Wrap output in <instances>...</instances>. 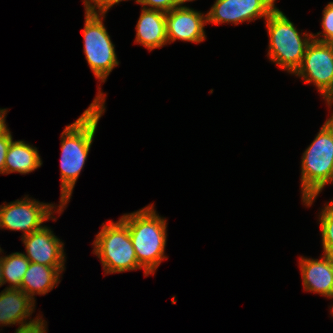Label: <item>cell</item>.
Returning a JSON list of instances; mask_svg holds the SVG:
<instances>
[{
    "mask_svg": "<svg viewBox=\"0 0 333 333\" xmlns=\"http://www.w3.org/2000/svg\"><path fill=\"white\" fill-rule=\"evenodd\" d=\"M84 53L88 65L96 78L105 82L107 76L113 68L118 65L114 44L104 24L101 16L105 13L85 10Z\"/></svg>",
    "mask_w": 333,
    "mask_h": 333,
    "instance_id": "8992f818",
    "label": "cell"
},
{
    "mask_svg": "<svg viewBox=\"0 0 333 333\" xmlns=\"http://www.w3.org/2000/svg\"><path fill=\"white\" fill-rule=\"evenodd\" d=\"M12 140L13 138L10 131L0 138V174H4L6 154Z\"/></svg>",
    "mask_w": 333,
    "mask_h": 333,
    "instance_id": "603a6c76",
    "label": "cell"
},
{
    "mask_svg": "<svg viewBox=\"0 0 333 333\" xmlns=\"http://www.w3.org/2000/svg\"><path fill=\"white\" fill-rule=\"evenodd\" d=\"M326 122L333 128V113L332 116L326 120Z\"/></svg>",
    "mask_w": 333,
    "mask_h": 333,
    "instance_id": "83f0119b",
    "label": "cell"
},
{
    "mask_svg": "<svg viewBox=\"0 0 333 333\" xmlns=\"http://www.w3.org/2000/svg\"><path fill=\"white\" fill-rule=\"evenodd\" d=\"M64 266H47L30 262L25 272L20 289L32 300L35 294L44 295L52 290L58 283L59 274Z\"/></svg>",
    "mask_w": 333,
    "mask_h": 333,
    "instance_id": "9a60e30c",
    "label": "cell"
},
{
    "mask_svg": "<svg viewBox=\"0 0 333 333\" xmlns=\"http://www.w3.org/2000/svg\"><path fill=\"white\" fill-rule=\"evenodd\" d=\"M42 318H37L35 321L20 325L16 330V333H45V323L43 322Z\"/></svg>",
    "mask_w": 333,
    "mask_h": 333,
    "instance_id": "7402d4cb",
    "label": "cell"
},
{
    "mask_svg": "<svg viewBox=\"0 0 333 333\" xmlns=\"http://www.w3.org/2000/svg\"><path fill=\"white\" fill-rule=\"evenodd\" d=\"M328 105H332L331 103H333V93L326 99Z\"/></svg>",
    "mask_w": 333,
    "mask_h": 333,
    "instance_id": "4316f807",
    "label": "cell"
},
{
    "mask_svg": "<svg viewBox=\"0 0 333 333\" xmlns=\"http://www.w3.org/2000/svg\"><path fill=\"white\" fill-rule=\"evenodd\" d=\"M270 37L269 58L282 69L294 74L301 66L307 45L312 41V33L303 39L294 24L275 8L266 19ZM308 36V37H307Z\"/></svg>",
    "mask_w": 333,
    "mask_h": 333,
    "instance_id": "277c9868",
    "label": "cell"
},
{
    "mask_svg": "<svg viewBox=\"0 0 333 333\" xmlns=\"http://www.w3.org/2000/svg\"><path fill=\"white\" fill-rule=\"evenodd\" d=\"M275 0H216L207 15V23H235L256 20L264 17L265 20L276 8Z\"/></svg>",
    "mask_w": 333,
    "mask_h": 333,
    "instance_id": "9c48e42d",
    "label": "cell"
},
{
    "mask_svg": "<svg viewBox=\"0 0 333 333\" xmlns=\"http://www.w3.org/2000/svg\"><path fill=\"white\" fill-rule=\"evenodd\" d=\"M25 244V257L33 263L47 266H64V245L51 229L41 227L31 234L22 237Z\"/></svg>",
    "mask_w": 333,
    "mask_h": 333,
    "instance_id": "8fae6325",
    "label": "cell"
},
{
    "mask_svg": "<svg viewBox=\"0 0 333 333\" xmlns=\"http://www.w3.org/2000/svg\"><path fill=\"white\" fill-rule=\"evenodd\" d=\"M37 148L24 141H13L7 150L4 174L18 172L27 174L42 165Z\"/></svg>",
    "mask_w": 333,
    "mask_h": 333,
    "instance_id": "2e32d148",
    "label": "cell"
},
{
    "mask_svg": "<svg viewBox=\"0 0 333 333\" xmlns=\"http://www.w3.org/2000/svg\"><path fill=\"white\" fill-rule=\"evenodd\" d=\"M120 219L128 226L138 263L143 267L145 276L154 274L161 261L167 258L164 255L166 220L157 215L152 205L124 214Z\"/></svg>",
    "mask_w": 333,
    "mask_h": 333,
    "instance_id": "7a4b0ae2",
    "label": "cell"
},
{
    "mask_svg": "<svg viewBox=\"0 0 333 333\" xmlns=\"http://www.w3.org/2000/svg\"><path fill=\"white\" fill-rule=\"evenodd\" d=\"M187 1H193V0H174V8L175 7H181V5L184 4Z\"/></svg>",
    "mask_w": 333,
    "mask_h": 333,
    "instance_id": "d4e9b609",
    "label": "cell"
},
{
    "mask_svg": "<svg viewBox=\"0 0 333 333\" xmlns=\"http://www.w3.org/2000/svg\"><path fill=\"white\" fill-rule=\"evenodd\" d=\"M6 112V109H0V138L10 131L5 123Z\"/></svg>",
    "mask_w": 333,
    "mask_h": 333,
    "instance_id": "cb8c5ba5",
    "label": "cell"
},
{
    "mask_svg": "<svg viewBox=\"0 0 333 333\" xmlns=\"http://www.w3.org/2000/svg\"><path fill=\"white\" fill-rule=\"evenodd\" d=\"M102 225L93 244L94 253L100 258L105 273L142 269L137 260L128 226L121 219Z\"/></svg>",
    "mask_w": 333,
    "mask_h": 333,
    "instance_id": "5b68a950",
    "label": "cell"
},
{
    "mask_svg": "<svg viewBox=\"0 0 333 333\" xmlns=\"http://www.w3.org/2000/svg\"><path fill=\"white\" fill-rule=\"evenodd\" d=\"M52 204L39 203L29 198L16 200L10 204L0 206V228L21 230L24 236L42 227V223L52 217Z\"/></svg>",
    "mask_w": 333,
    "mask_h": 333,
    "instance_id": "ba28073f",
    "label": "cell"
},
{
    "mask_svg": "<svg viewBox=\"0 0 333 333\" xmlns=\"http://www.w3.org/2000/svg\"><path fill=\"white\" fill-rule=\"evenodd\" d=\"M328 255L333 259V250Z\"/></svg>",
    "mask_w": 333,
    "mask_h": 333,
    "instance_id": "f1b7e54d",
    "label": "cell"
},
{
    "mask_svg": "<svg viewBox=\"0 0 333 333\" xmlns=\"http://www.w3.org/2000/svg\"><path fill=\"white\" fill-rule=\"evenodd\" d=\"M104 102L105 96L99 90L88 109L61 134V199L58 212L62 213L71 198L91 148L98 121L104 112Z\"/></svg>",
    "mask_w": 333,
    "mask_h": 333,
    "instance_id": "6da1fadb",
    "label": "cell"
},
{
    "mask_svg": "<svg viewBox=\"0 0 333 333\" xmlns=\"http://www.w3.org/2000/svg\"><path fill=\"white\" fill-rule=\"evenodd\" d=\"M301 191L306 206L333 182V128L325 122L316 138L303 153Z\"/></svg>",
    "mask_w": 333,
    "mask_h": 333,
    "instance_id": "3957f363",
    "label": "cell"
},
{
    "mask_svg": "<svg viewBox=\"0 0 333 333\" xmlns=\"http://www.w3.org/2000/svg\"><path fill=\"white\" fill-rule=\"evenodd\" d=\"M207 15H203L186 6L175 7L166 12V29L168 43L176 41H189L200 43L206 39L204 26Z\"/></svg>",
    "mask_w": 333,
    "mask_h": 333,
    "instance_id": "30bf717a",
    "label": "cell"
},
{
    "mask_svg": "<svg viewBox=\"0 0 333 333\" xmlns=\"http://www.w3.org/2000/svg\"><path fill=\"white\" fill-rule=\"evenodd\" d=\"M324 254L333 250V201L322 210L319 215Z\"/></svg>",
    "mask_w": 333,
    "mask_h": 333,
    "instance_id": "ac0fdd59",
    "label": "cell"
},
{
    "mask_svg": "<svg viewBox=\"0 0 333 333\" xmlns=\"http://www.w3.org/2000/svg\"><path fill=\"white\" fill-rule=\"evenodd\" d=\"M294 74L313 83L326 100L333 93V45L312 39Z\"/></svg>",
    "mask_w": 333,
    "mask_h": 333,
    "instance_id": "52a82bcc",
    "label": "cell"
},
{
    "mask_svg": "<svg viewBox=\"0 0 333 333\" xmlns=\"http://www.w3.org/2000/svg\"><path fill=\"white\" fill-rule=\"evenodd\" d=\"M123 0H84L85 10L92 12L106 13L114 4ZM138 0H136L137 2ZM93 3V4H92ZM98 11H96V9Z\"/></svg>",
    "mask_w": 333,
    "mask_h": 333,
    "instance_id": "ffe728a7",
    "label": "cell"
},
{
    "mask_svg": "<svg viewBox=\"0 0 333 333\" xmlns=\"http://www.w3.org/2000/svg\"><path fill=\"white\" fill-rule=\"evenodd\" d=\"M300 267L306 291L333 298V259L328 254L321 260L301 257Z\"/></svg>",
    "mask_w": 333,
    "mask_h": 333,
    "instance_id": "7c38bea8",
    "label": "cell"
},
{
    "mask_svg": "<svg viewBox=\"0 0 333 333\" xmlns=\"http://www.w3.org/2000/svg\"><path fill=\"white\" fill-rule=\"evenodd\" d=\"M137 3L143 5V8L149 6L153 10L169 12L174 8V0H138Z\"/></svg>",
    "mask_w": 333,
    "mask_h": 333,
    "instance_id": "44dd1931",
    "label": "cell"
},
{
    "mask_svg": "<svg viewBox=\"0 0 333 333\" xmlns=\"http://www.w3.org/2000/svg\"><path fill=\"white\" fill-rule=\"evenodd\" d=\"M3 269L4 284H11L7 288L20 289L25 272L30 261L23 253L15 252L9 256L0 257Z\"/></svg>",
    "mask_w": 333,
    "mask_h": 333,
    "instance_id": "e0dca14e",
    "label": "cell"
},
{
    "mask_svg": "<svg viewBox=\"0 0 333 333\" xmlns=\"http://www.w3.org/2000/svg\"><path fill=\"white\" fill-rule=\"evenodd\" d=\"M34 301L21 289H4L0 293V324L19 323L25 325L35 321L37 318L26 322V318L30 317L33 312Z\"/></svg>",
    "mask_w": 333,
    "mask_h": 333,
    "instance_id": "5bb4252c",
    "label": "cell"
},
{
    "mask_svg": "<svg viewBox=\"0 0 333 333\" xmlns=\"http://www.w3.org/2000/svg\"><path fill=\"white\" fill-rule=\"evenodd\" d=\"M135 43L148 48L150 51L167 44L166 12L142 8L136 25Z\"/></svg>",
    "mask_w": 333,
    "mask_h": 333,
    "instance_id": "4fadbf2b",
    "label": "cell"
},
{
    "mask_svg": "<svg viewBox=\"0 0 333 333\" xmlns=\"http://www.w3.org/2000/svg\"><path fill=\"white\" fill-rule=\"evenodd\" d=\"M4 285V278H3V269H2V263L0 258V287Z\"/></svg>",
    "mask_w": 333,
    "mask_h": 333,
    "instance_id": "484cf974",
    "label": "cell"
},
{
    "mask_svg": "<svg viewBox=\"0 0 333 333\" xmlns=\"http://www.w3.org/2000/svg\"><path fill=\"white\" fill-rule=\"evenodd\" d=\"M322 28L324 38L312 34L313 40L333 45V2H330L323 10Z\"/></svg>",
    "mask_w": 333,
    "mask_h": 333,
    "instance_id": "d6986e66",
    "label": "cell"
}]
</instances>
